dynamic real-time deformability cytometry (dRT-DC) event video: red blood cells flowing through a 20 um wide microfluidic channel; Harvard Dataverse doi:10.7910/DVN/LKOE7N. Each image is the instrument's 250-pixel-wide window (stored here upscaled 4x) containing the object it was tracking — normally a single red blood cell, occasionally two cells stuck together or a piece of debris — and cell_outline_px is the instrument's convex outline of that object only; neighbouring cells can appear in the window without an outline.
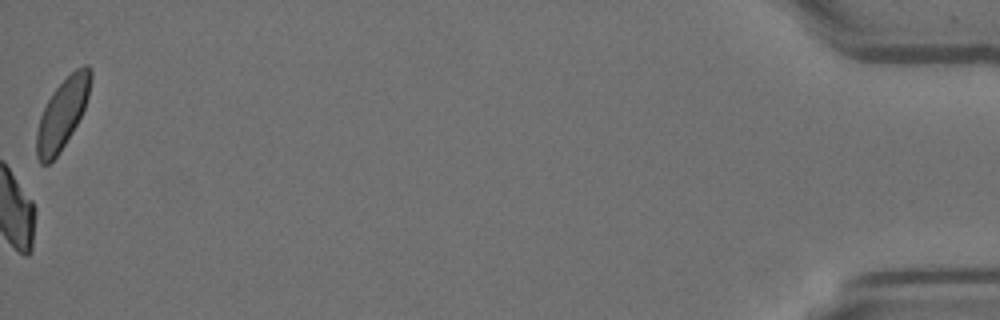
{"species": "Egyptian fruit bat (a non-hibernating species)", "species_latin": "Rousettus aegyptiacus", "temperature_condition": "room temperature", "stored_images_in_passage": 55, "camera_frame_rate_fps": 3000, "um_per_image_px": 0.085, "animal": {"sex": "female"}, "frame": {"image": 1, "passage_image": 55, "time_ms": 18.0, "image_size_px": [1000, 320], "cell_outline_px": [[92, 76], [88, 96], [84, 108], [72, 132], [60, 152], [48, 164], [40, 164], [36, 156], [36, 132], [40, 116], [52, 92], [76, 68], [84, 64], [88, 64], [92, 68]], "centroid_in_image_um": [5.3, 9.66], "position_along_channel_um": 429.9, "area_um2": 21.91}, "authors_computed_cell_mechanics": {"area_um2": 22.6576, "velocity_mm_per_s": 3.7125, "shape_relaxation_time_tau1_ms": 6.8521, "shape_relaxation_time_tau2_ms": 2.7501, "deformation_change_tau1": 0.1688, "deformation_change_tau2": 0.0815}}